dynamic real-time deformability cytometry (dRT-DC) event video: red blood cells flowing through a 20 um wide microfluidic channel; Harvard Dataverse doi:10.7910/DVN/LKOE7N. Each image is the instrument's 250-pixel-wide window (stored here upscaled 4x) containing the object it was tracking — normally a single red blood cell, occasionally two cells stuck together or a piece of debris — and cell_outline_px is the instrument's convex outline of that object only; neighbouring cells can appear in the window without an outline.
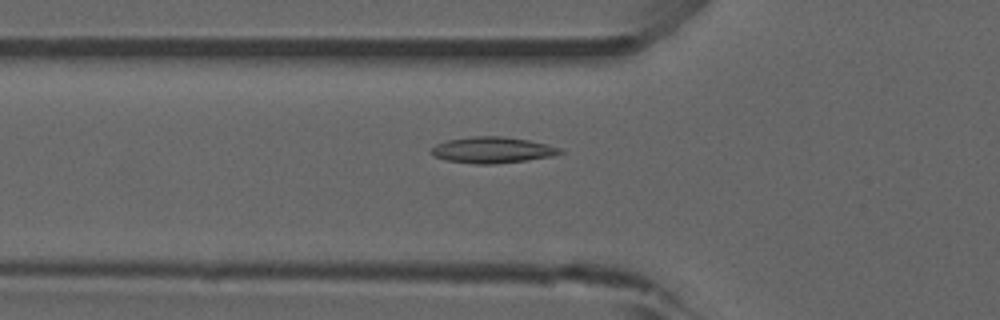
{"species": "common noctule bat (a hibernating species)", "species_latin": "Nyctalus noctula", "temperature_condition": "room temperature", "stored_images_in_passage": 49, "camera_frame_rate_fps": 3000, "um_per_image_px": 0.085, "animal": {"sex": "male", "forearm_length_mm": 52.5}, "frame": {"image": 1, "passage_image": 15, "time_ms": 4.667, "image_size_px": [1000, 320], "cell_outline_px": [[564, 152], [552, 156], [524, 160], [492, 164], [476, 164], [444, 160], [428, 152], [436, 144], [448, 140], [472, 136], [504, 136], [528, 140], [548, 144], [560, 148]], "centroid_in_image_um": [41.83, 12.74], "position_along_channel_um": 84.0, "area_um2": 19.54}, "authors_computed_cell_mechanics": {"area_um2": 17.8602, "velocity_mm_per_s": 3.9337, "shape_relaxation_time_tau1_ms": null, "shape_relaxation_time_tau2_ms": 3.1458, "deformation_change_tau1": null, "deformation_change_tau2": 0.0821}}